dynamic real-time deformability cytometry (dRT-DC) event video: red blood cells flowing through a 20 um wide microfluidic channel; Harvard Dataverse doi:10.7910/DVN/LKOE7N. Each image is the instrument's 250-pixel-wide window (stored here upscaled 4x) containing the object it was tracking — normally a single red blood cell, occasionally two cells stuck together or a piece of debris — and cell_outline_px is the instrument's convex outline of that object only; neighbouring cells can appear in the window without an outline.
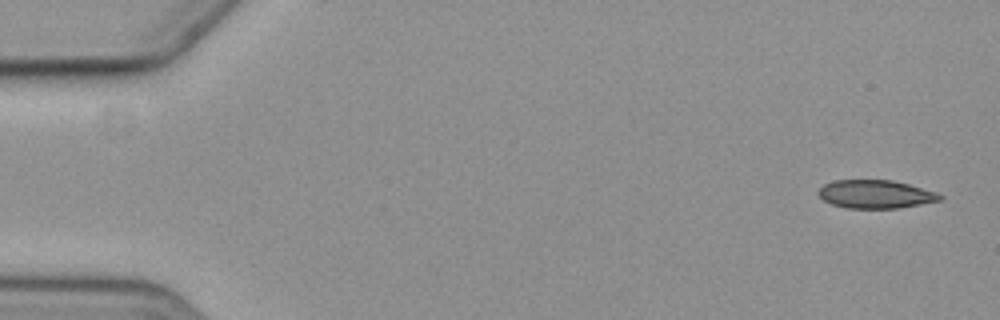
{"species": "common noctule bat (a hibernating species)", "species_latin": "Nyctalus noctula", "temperature_condition": "cold", "stored_images_in_passage": 4, "camera_frame_rate_fps": 3000, "um_per_image_px": 0.085, "animal": {"sex": "female", "body_mass_g": 19.3, "forearm_length_mm": 54.1}, "frame": {"image": 1, "passage_image": 1, "time_ms": 0.0, "image_size_px": [1000, 320], "cell_outline_px": [[944, 196], [940, 200], [896, 208], [848, 208], [832, 204], [824, 200], [816, 192], [824, 184], [836, 180], [892, 180], [908, 184], [936, 192]], "centroid_in_image_um": [74.39, 16.5], "position_along_channel_um": 10.6, "area_um2": 19.77}}